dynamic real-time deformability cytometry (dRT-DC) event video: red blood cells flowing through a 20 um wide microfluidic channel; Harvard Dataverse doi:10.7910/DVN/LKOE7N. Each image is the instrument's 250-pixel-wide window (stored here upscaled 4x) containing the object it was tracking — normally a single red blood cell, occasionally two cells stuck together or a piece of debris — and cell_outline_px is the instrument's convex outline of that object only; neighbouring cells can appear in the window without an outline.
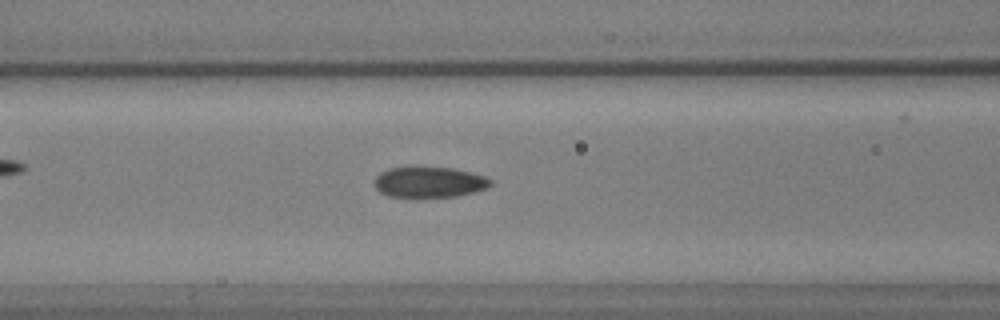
{"species": "common noctule bat (a hibernating species)", "species_latin": "Nyctalus noctula", "temperature_condition": "warm", "stored_images_in_passage": 57, "camera_frame_rate_fps": 3000, "um_per_image_px": 0.085, "animal": {"sex": "male", "body_mass_g": 17.9, "forearm_length_mm": 54.2}, "frame": {"image": 1, "passage_image": 23, "time_ms": 7.333, "image_size_px": [1000, 320], "cell_outline_px": [[492, 184], [484, 188], [472, 192], [456, 196], [420, 200], [388, 196], [380, 192], [376, 188], [376, 176], [380, 172], [388, 168], [416, 164], [452, 168], [484, 176], [492, 180]], "centroid_in_image_um": [36.41, 15.48], "position_along_channel_um": 130.2, "area_um2": 21.96}}
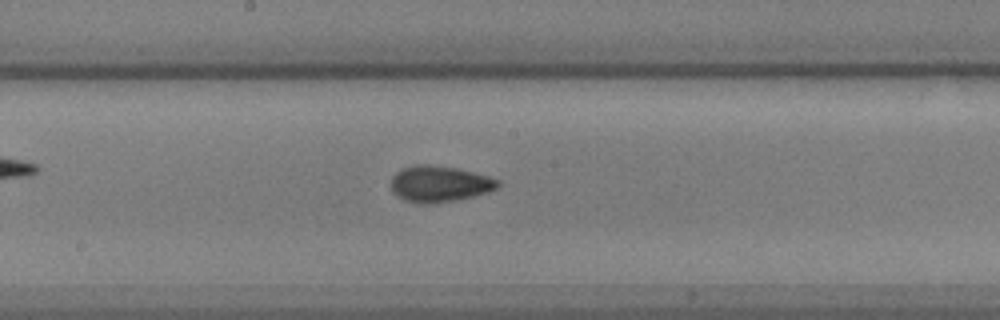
{"frame": {"image": 2, "passage_image": 30, "time_ms": 9.667, "image_size_px": [1000, 320], "cell_outline_px": [[500, 184], [496, 188], [488, 192], [472, 196], [452, 200], [428, 204], [420, 204], [404, 200], [396, 196], [392, 192], [392, 176], [400, 168], [416, 164], [428, 164], [456, 168], [488, 176], [500, 180]], "centroid_in_image_um": [37.31, 15.62], "position_along_channel_um": 210.9, "area_um2": 22.48}}
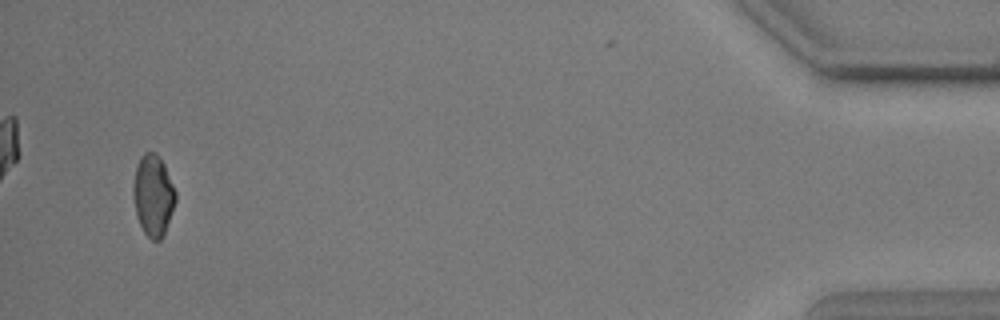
{"frame": {"image": 3, "passage_image": 55, "time_ms": 18.0, "image_size_px": [1000, 320], "cell_outline_px": [[176, 200], [164, 236], [160, 240], [152, 240], [144, 232], [136, 216], [132, 192], [132, 188], [136, 168], [140, 156], [144, 152], [156, 152], [164, 164], [176, 192]], "centroid_in_image_um": [13.01, 16.61], "position_along_channel_um": 422.2, "area_um2": 20.11}}